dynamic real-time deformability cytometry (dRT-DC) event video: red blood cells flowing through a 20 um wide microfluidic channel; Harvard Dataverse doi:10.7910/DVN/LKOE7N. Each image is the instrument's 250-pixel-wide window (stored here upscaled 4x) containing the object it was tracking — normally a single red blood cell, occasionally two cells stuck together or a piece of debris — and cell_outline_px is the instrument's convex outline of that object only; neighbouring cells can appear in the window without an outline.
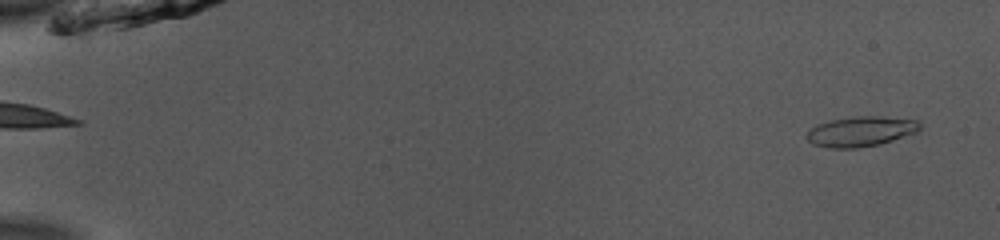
{"species": "common noctule bat (a hibernating species)", "species_latin": "Nyctalus noctula", "temperature_condition": "room temperature", "stored_images_in_passage": 51, "camera_frame_rate_fps": 3000, "um_per_image_px": 0.085, "animal": {"sex": "male", "body_mass_g": 13.0, "forearm_length_mm": 53.1}, "frame": {"image": 1, "passage_image": 2, "time_ms": 0.333, "image_size_px": [1000, 240], "cell_outline_px": [[920, 128], [916, 132], [880, 144], [856, 148], [828, 148], [812, 144], [804, 136], [816, 124], [832, 120], [856, 116], [880, 116], [920, 120]], "centroid_in_image_um": [73.15, 11.17], "position_along_channel_um": 11.8, "area_um2": 19.83}}
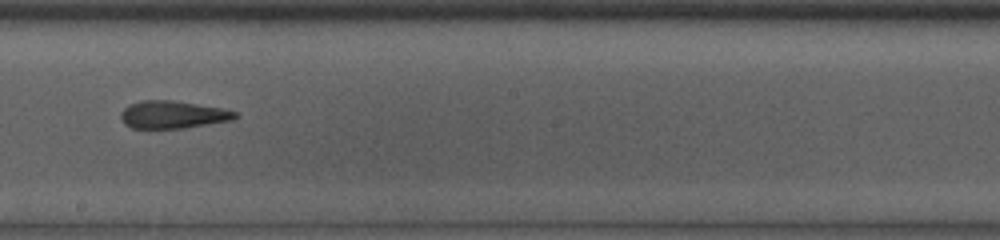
{"frame": {"image": 2, "passage_image": 30, "time_ms": 9.667, "image_size_px": [1000, 240], "cell_outline_px": [[240, 116], [232, 120], [184, 128], [132, 128], [124, 124], [120, 116], [120, 112], [128, 104], [144, 100], [172, 100], [220, 108], [240, 112]], "centroid_in_image_um": [14.69, 9.74], "position_along_channel_um": 233.5, "area_um2": 18.44}}
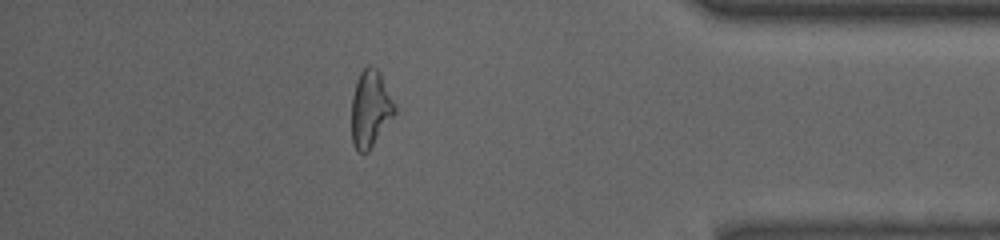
{"frame": {"image": 3, "passage_image": 45, "time_ms": 14.667, "image_size_px": [1000, 240], "cell_outline_px": [[396, 112], [368, 152], [356, 152], [352, 144], [352, 96], [356, 80], [360, 72], [368, 64], [372, 64], [380, 72], [396, 108]], "centroid_in_image_um": [31.46, 9.23], "position_along_channel_um": 403.7, "area_um2": 19.31}, "authors_computed_cell_mechanics": {"area_um2": 19.2474, "velocity_mm_per_s": 3.9516, "shape_relaxation_time_tau1_ms": null, "shape_relaxation_time_tau2_ms": 2.6532, "deformation_change_tau1": null, "deformation_change_tau2": 0.1226}}